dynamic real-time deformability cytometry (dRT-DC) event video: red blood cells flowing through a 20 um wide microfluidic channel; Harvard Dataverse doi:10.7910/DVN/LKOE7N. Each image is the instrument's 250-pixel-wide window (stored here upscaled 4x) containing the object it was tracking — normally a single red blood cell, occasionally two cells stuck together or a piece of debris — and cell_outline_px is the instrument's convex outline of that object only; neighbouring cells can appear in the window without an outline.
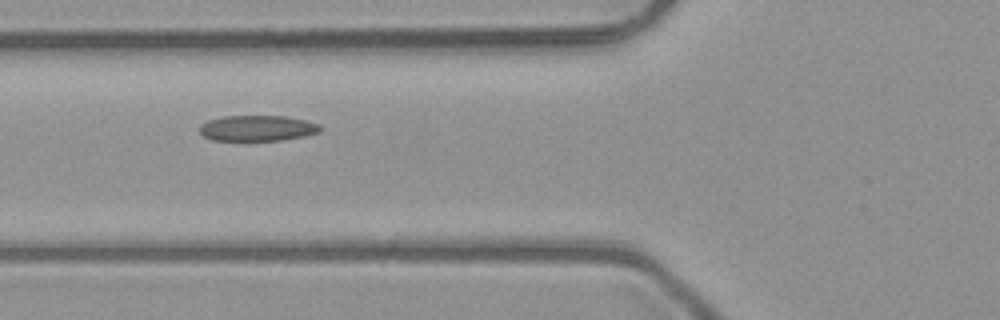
{"species": "common noctule bat (a hibernating species)", "species_latin": "Nyctalus noctula", "temperature_condition": "room temperature", "stored_images_in_passage": 5, "camera_frame_rate_fps": 3000, "um_per_image_px": 0.085, "animal": {"sex": "male", "body_mass_g": 23.1, "forearm_length_mm": 52.7}, "frame": {"image": 1, "passage_image": 3, "time_ms": 0.667, "image_size_px": [1000, 320], "cell_outline_px": [[324, 128], [320, 132], [304, 136], [280, 140], [212, 140], [204, 136], [200, 132], [200, 124], [208, 120], [224, 116], [284, 116], [304, 120], [320, 124]], "centroid_in_image_um": [21.9, 10.89], "position_along_channel_um": 103.9, "area_um2": 18.03}}
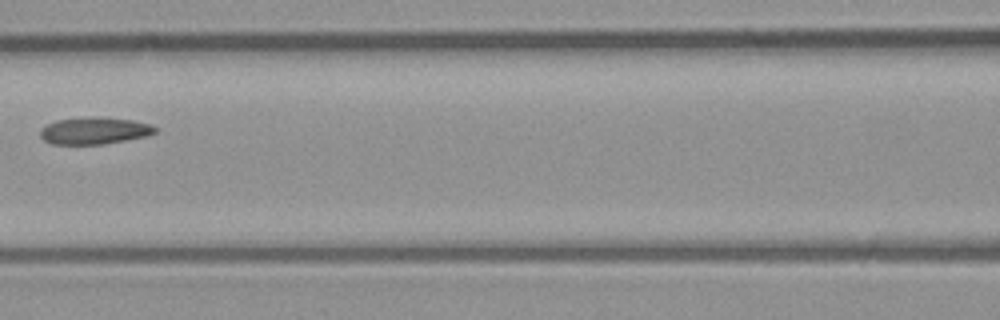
{"frame": {"image": 2, "passage_image": 4, "time_ms": 1.0, "image_size_px": [1000, 320], "cell_outline_px": [[156, 132], [148, 136], [104, 144], [52, 144], [44, 140], [40, 136], [40, 128], [56, 120], [132, 120], [148, 124], [156, 128]], "centroid_in_image_um": [8.0, 11.18], "position_along_channel_um": 158.6, "area_um2": 16.94}}
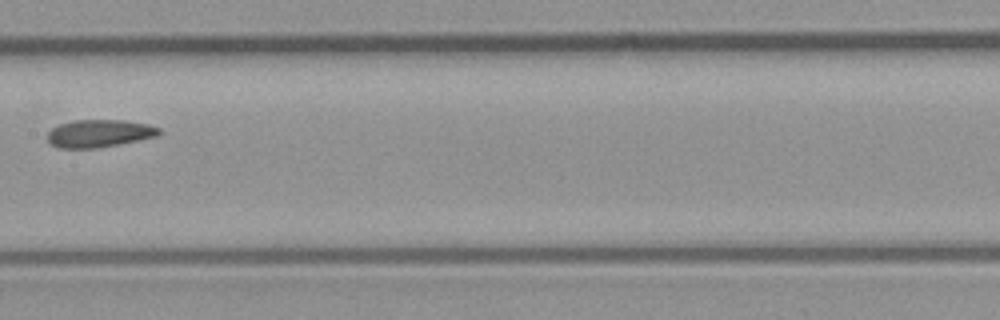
{"frame": {"image": 3, "passage_image": 5, "time_ms": 1.333, "image_size_px": [1000, 320], "cell_outline_px": [[160, 132], [156, 136], [96, 148], [60, 148], [52, 144], [48, 140], [48, 132], [52, 128], [60, 124], [72, 120], [124, 120], [148, 124], [160, 128]], "centroid_in_image_um": [8.41, 11.32], "position_along_channel_um": 199.0, "area_um2": 17.69}}